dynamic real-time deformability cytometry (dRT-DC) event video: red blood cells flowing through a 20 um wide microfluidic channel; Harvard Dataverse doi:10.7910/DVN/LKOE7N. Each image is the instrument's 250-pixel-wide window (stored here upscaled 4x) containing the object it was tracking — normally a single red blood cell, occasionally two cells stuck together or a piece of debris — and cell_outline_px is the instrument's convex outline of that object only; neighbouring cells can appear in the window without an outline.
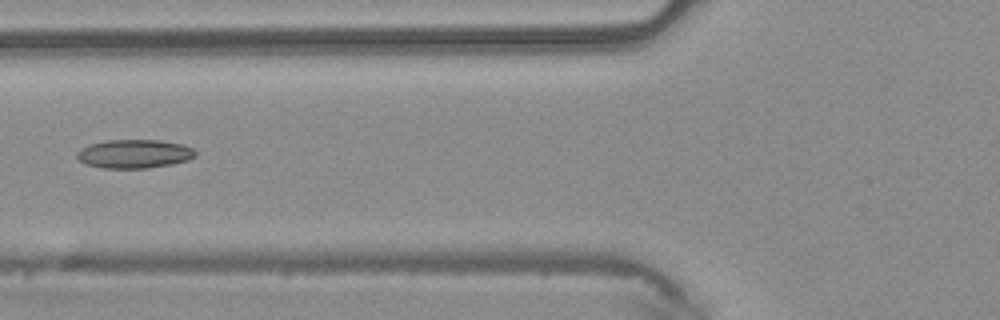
{"species": "common noctule bat (a hibernating species)", "species_latin": "Nyctalus noctula", "temperature_condition": "warm", "stored_images_in_passage": 6, "camera_frame_rate_fps": 3000, "um_per_image_px": 0.085, "animal": {"sex": "male", "body_mass_g": 20.4}, "frame": {"image": 1, "passage_image": 6, "time_ms": 1.667, "image_size_px": [1000, 320], "cell_outline_px": [[196, 156], [188, 160], [172, 164], [148, 168], [104, 168], [88, 164], [80, 160], [76, 156], [76, 152], [80, 148], [92, 144], [108, 140], [160, 140], [184, 144], [192, 148], [196, 152]], "centroid_in_image_um": [11.45, 13.07], "position_along_channel_um": 114.3, "area_um2": 19.77}}